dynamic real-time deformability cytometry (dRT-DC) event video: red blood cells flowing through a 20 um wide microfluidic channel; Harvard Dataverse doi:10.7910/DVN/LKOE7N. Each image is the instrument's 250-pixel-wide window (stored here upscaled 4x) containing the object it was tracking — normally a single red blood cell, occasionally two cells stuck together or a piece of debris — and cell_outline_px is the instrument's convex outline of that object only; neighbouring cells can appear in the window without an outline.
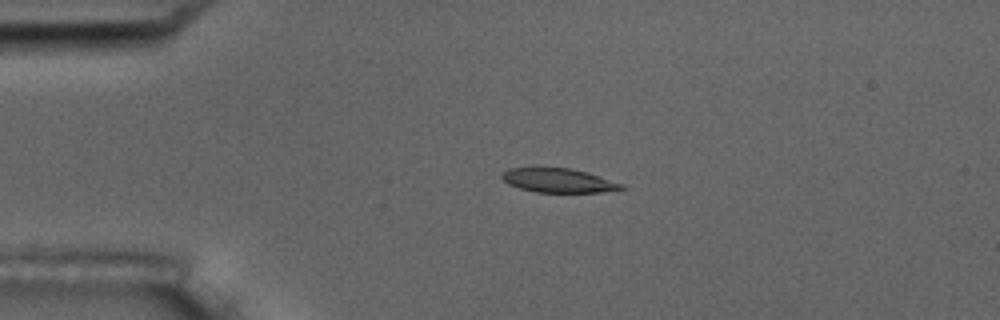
{"species": "common noctule bat (a hibernating species)", "species_latin": "Nyctalus noctula", "temperature_condition": "room temperature", "stored_images_in_passage": 4, "camera_frame_rate_fps": 3000, "um_per_image_px": 0.085, "animal": {"sex": "male", "body_mass_g": 17.5, "forearm_length_mm": 52.3}, "frame": {"image": 1, "passage_image": 3, "time_ms": 2.333, "image_size_px": [1000, 320], "cell_outline_px": [[628, 188], [600, 192], [536, 192], [520, 188], [508, 184], [500, 176], [500, 172], [508, 168], [572, 168], [588, 172], [624, 184]], "centroid_in_image_um": [47.47, 15.33], "position_along_channel_um": 37.5, "area_um2": 16.88}}